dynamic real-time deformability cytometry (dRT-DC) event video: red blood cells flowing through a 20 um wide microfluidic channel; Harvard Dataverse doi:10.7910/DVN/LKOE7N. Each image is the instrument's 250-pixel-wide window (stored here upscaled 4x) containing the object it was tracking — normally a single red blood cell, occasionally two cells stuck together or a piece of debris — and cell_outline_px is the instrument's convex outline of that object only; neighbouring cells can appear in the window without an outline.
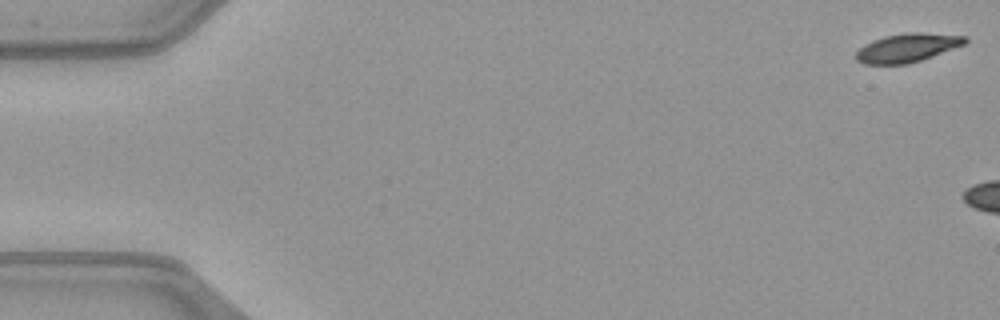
{"species": "common noctule bat (a hibernating species)", "species_latin": "Nyctalus noctula", "temperature_condition": "warm", "stored_images_in_passage": 6, "camera_frame_rate_fps": 3000, "um_per_image_px": 0.085, "animal": {"sex": "female", "body_mass_g": 21.9}, "frame": {"image": 1, "passage_image": 1, "time_ms": 0.0, "image_size_px": [1000, 320], "cell_outline_px": [[968, 40], [964, 44], [932, 56], [908, 64], [864, 64], [856, 60], [856, 52], [864, 44], [872, 40], [884, 36], [908, 32], [916, 32], [968, 36]], "centroid_in_image_um": [77.09, 4.05], "position_along_channel_um": 7.9, "area_um2": 18.09}}